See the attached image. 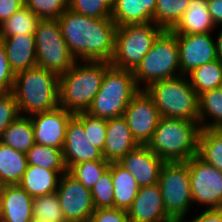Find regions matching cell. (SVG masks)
Here are the masks:
<instances>
[{"mask_svg":"<svg viewBox=\"0 0 222 222\" xmlns=\"http://www.w3.org/2000/svg\"><path fill=\"white\" fill-rule=\"evenodd\" d=\"M76 61L112 60L117 26L111 18H92L67 8L57 19Z\"/></svg>","mask_w":222,"mask_h":222,"instance_id":"6da1fadb","label":"cell"},{"mask_svg":"<svg viewBox=\"0 0 222 222\" xmlns=\"http://www.w3.org/2000/svg\"><path fill=\"white\" fill-rule=\"evenodd\" d=\"M110 66L108 61H76L59 76V106L73 114L87 112Z\"/></svg>","mask_w":222,"mask_h":222,"instance_id":"7a4b0ae2","label":"cell"},{"mask_svg":"<svg viewBox=\"0 0 222 222\" xmlns=\"http://www.w3.org/2000/svg\"><path fill=\"white\" fill-rule=\"evenodd\" d=\"M12 92L20 115L54 110L59 107V75L39 66L20 71Z\"/></svg>","mask_w":222,"mask_h":222,"instance_id":"3957f363","label":"cell"},{"mask_svg":"<svg viewBox=\"0 0 222 222\" xmlns=\"http://www.w3.org/2000/svg\"><path fill=\"white\" fill-rule=\"evenodd\" d=\"M200 132L197 122L161 116L146 146L165 162L188 161L197 155Z\"/></svg>","mask_w":222,"mask_h":222,"instance_id":"277c9868","label":"cell"},{"mask_svg":"<svg viewBox=\"0 0 222 222\" xmlns=\"http://www.w3.org/2000/svg\"><path fill=\"white\" fill-rule=\"evenodd\" d=\"M144 90L152 98L160 116L199 123V95L188 76L158 80Z\"/></svg>","mask_w":222,"mask_h":222,"instance_id":"5b68a950","label":"cell"},{"mask_svg":"<svg viewBox=\"0 0 222 222\" xmlns=\"http://www.w3.org/2000/svg\"><path fill=\"white\" fill-rule=\"evenodd\" d=\"M139 90L133 71L111 65L105 71L101 87L87 113L105 120L121 117Z\"/></svg>","mask_w":222,"mask_h":222,"instance_id":"8992f818","label":"cell"},{"mask_svg":"<svg viewBox=\"0 0 222 222\" xmlns=\"http://www.w3.org/2000/svg\"><path fill=\"white\" fill-rule=\"evenodd\" d=\"M136 86L145 89L149 84L181 75L179 44L172 31L164 30L152 48L133 71Z\"/></svg>","mask_w":222,"mask_h":222,"instance_id":"52a82bcc","label":"cell"},{"mask_svg":"<svg viewBox=\"0 0 222 222\" xmlns=\"http://www.w3.org/2000/svg\"><path fill=\"white\" fill-rule=\"evenodd\" d=\"M163 31L153 22L117 26L110 64L119 69L134 71Z\"/></svg>","mask_w":222,"mask_h":222,"instance_id":"ba28073f","label":"cell"},{"mask_svg":"<svg viewBox=\"0 0 222 222\" xmlns=\"http://www.w3.org/2000/svg\"><path fill=\"white\" fill-rule=\"evenodd\" d=\"M158 185L170 217H186L194 211L187 161L165 162Z\"/></svg>","mask_w":222,"mask_h":222,"instance_id":"9c48e42d","label":"cell"},{"mask_svg":"<svg viewBox=\"0 0 222 222\" xmlns=\"http://www.w3.org/2000/svg\"><path fill=\"white\" fill-rule=\"evenodd\" d=\"M34 37L37 66L60 76L76 62L61 34L57 19H41Z\"/></svg>","mask_w":222,"mask_h":222,"instance_id":"30bf717a","label":"cell"},{"mask_svg":"<svg viewBox=\"0 0 222 222\" xmlns=\"http://www.w3.org/2000/svg\"><path fill=\"white\" fill-rule=\"evenodd\" d=\"M187 164L194 210L222 209V172L197 155Z\"/></svg>","mask_w":222,"mask_h":222,"instance_id":"8fae6325","label":"cell"},{"mask_svg":"<svg viewBox=\"0 0 222 222\" xmlns=\"http://www.w3.org/2000/svg\"><path fill=\"white\" fill-rule=\"evenodd\" d=\"M56 194L66 222H89L95 210L90 189L66 172Z\"/></svg>","mask_w":222,"mask_h":222,"instance_id":"7c38bea8","label":"cell"},{"mask_svg":"<svg viewBox=\"0 0 222 222\" xmlns=\"http://www.w3.org/2000/svg\"><path fill=\"white\" fill-rule=\"evenodd\" d=\"M133 137L140 145H146L151 139L160 119V113L152 98L144 89H140L131 99L124 111Z\"/></svg>","mask_w":222,"mask_h":222,"instance_id":"4fadbf2b","label":"cell"},{"mask_svg":"<svg viewBox=\"0 0 222 222\" xmlns=\"http://www.w3.org/2000/svg\"><path fill=\"white\" fill-rule=\"evenodd\" d=\"M179 44L181 75H188L195 68L217 60L214 33L176 35Z\"/></svg>","mask_w":222,"mask_h":222,"instance_id":"5bb4252c","label":"cell"},{"mask_svg":"<svg viewBox=\"0 0 222 222\" xmlns=\"http://www.w3.org/2000/svg\"><path fill=\"white\" fill-rule=\"evenodd\" d=\"M74 115L60 106L30 115L35 143L63 150L66 128Z\"/></svg>","mask_w":222,"mask_h":222,"instance_id":"9a60e30c","label":"cell"},{"mask_svg":"<svg viewBox=\"0 0 222 222\" xmlns=\"http://www.w3.org/2000/svg\"><path fill=\"white\" fill-rule=\"evenodd\" d=\"M62 152L67 171L84 161L105 160L102 151L91 145L83 124L75 116L67 125Z\"/></svg>","mask_w":222,"mask_h":222,"instance_id":"2e32d148","label":"cell"},{"mask_svg":"<svg viewBox=\"0 0 222 222\" xmlns=\"http://www.w3.org/2000/svg\"><path fill=\"white\" fill-rule=\"evenodd\" d=\"M119 163L135 178L139 187L158 183L165 161L146 145H139L126 154Z\"/></svg>","mask_w":222,"mask_h":222,"instance_id":"e0dca14e","label":"cell"},{"mask_svg":"<svg viewBox=\"0 0 222 222\" xmlns=\"http://www.w3.org/2000/svg\"><path fill=\"white\" fill-rule=\"evenodd\" d=\"M127 214L131 222H163L169 218L158 183L139 187Z\"/></svg>","mask_w":222,"mask_h":222,"instance_id":"ac0fdd59","label":"cell"},{"mask_svg":"<svg viewBox=\"0 0 222 222\" xmlns=\"http://www.w3.org/2000/svg\"><path fill=\"white\" fill-rule=\"evenodd\" d=\"M139 145L123 116L107 120L106 140L102 152L107 162H119Z\"/></svg>","mask_w":222,"mask_h":222,"instance_id":"d6986e66","label":"cell"},{"mask_svg":"<svg viewBox=\"0 0 222 222\" xmlns=\"http://www.w3.org/2000/svg\"><path fill=\"white\" fill-rule=\"evenodd\" d=\"M0 199L3 219L7 222H32L33 198L19 185H4Z\"/></svg>","mask_w":222,"mask_h":222,"instance_id":"ffe728a7","label":"cell"},{"mask_svg":"<svg viewBox=\"0 0 222 222\" xmlns=\"http://www.w3.org/2000/svg\"><path fill=\"white\" fill-rule=\"evenodd\" d=\"M11 70L16 74L37 66L34 34L2 38Z\"/></svg>","mask_w":222,"mask_h":222,"instance_id":"44dd1931","label":"cell"},{"mask_svg":"<svg viewBox=\"0 0 222 222\" xmlns=\"http://www.w3.org/2000/svg\"><path fill=\"white\" fill-rule=\"evenodd\" d=\"M216 26L208 11L207 0H190L179 22L171 30L175 35L214 33Z\"/></svg>","mask_w":222,"mask_h":222,"instance_id":"7402d4cb","label":"cell"},{"mask_svg":"<svg viewBox=\"0 0 222 222\" xmlns=\"http://www.w3.org/2000/svg\"><path fill=\"white\" fill-rule=\"evenodd\" d=\"M157 0H115L111 19L116 26L153 22Z\"/></svg>","mask_w":222,"mask_h":222,"instance_id":"603a6c76","label":"cell"},{"mask_svg":"<svg viewBox=\"0 0 222 222\" xmlns=\"http://www.w3.org/2000/svg\"><path fill=\"white\" fill-rule=\"evenodd\" d=\"M67 170H49L28 165L19 185L32 197L56 192L62 174Z\"/></svg>","mask_w":222,"mask_h":222,"instance_id":"cb8c5ba5","label":"cell"},{"mask_svg":"<svg viewBox=\"0 0 222 222\" xmlns=\"http://www.w3.org/2000/svg\"><path fill=\"white\" fill-rule=\"evenodd\" d=\"M109 169L114 187V208L128 210L138 194L139 186L119 162L110 163Z\"/></svg>","mask_w":222,"mask_h":222,"instance_id":"d4e9b609","label":"cell"},{"mask_svg":"<svg viewBox=\"0 0 222 222\" xmlns=\"http://www.w3.org/2000/svg\"><path fill=\"white\" fill-rule=\"evenodd\" d=\"M28 166L27 155L0 142V183L19 184Z\"/></svg>","mask_w":222,"mask_h":222,"instance_id":"484cf974","label":"cell"},{"mask_svg":"<svg viewBox=\"0 0 222 222\" xmlns=\"http://www.w3.org/2000/svg\"><path fill=\"white\" fill-rule=\"evenodd\" d=\"M0 142L14 150L27 153L35 144L30 116H18L2 133Z\"/></svg>","mask_w":222,"mask_h":222,"instance_id":"4316f807","label":"cell"},{"mask_svg":"<svg viewBox=\"0 0 222 222\" xmlns=\"http://www.w3.org/2000/svg\"><path fill=\"white\" fill-rule=\"evenodd\" d=\"M199 124L201 130L222 128V86L199 95Z\"/></svg>","mask_w":222,"mask_h":222,"instance_id":"83f0119b","label":"cell"},{"mask_svg":"<svg viewBox=\"0 0 222 222\" xmlns=\"http://www.w3.org/2000/svg\"><path fill=\"white\" fill-rule=\"evenodd\" d=\"M197 156L222 172V128L201 130Z\"/></svg>","mask_w":222,"mask_h":222,"instance_id":"f1b7e54d","label":"cell"},{"mask_svg":"<svg viewBox=\"0 0 222 222\" xmlns=\"http://www.w3.org/2000/svg\"><path fill=\"white\" fill-rule=\"evenodd\" d=\"M192 88L198 95L222 86V62L217 59L195 68L188 75Z\"/></svg>","mask_w":222,"mask_h":222,"instance_id":"f546056e","label":"cell"},{"mask_svg":"<svg viewBox=\"0 0 222 222\" xmlns=\"http://www.w3.org/2000/svg\"><path fill=\"white\" fill-rule=\"evenodd\" d=\"M40 20L37 14L24 6L0 24V38L35 34Z\"/></svg>","mask_w":222,"mask_h":222,"instance_id":"4dcf8cb0","label":"cell"},{"mask_svg":"<svg viewBox=\"0 0 222 222\" xmlns=\"http://www.w3.org/2000/svg\"><path fill=\"white\" fill-rule=\"evenodd\" d=\"M190 0H157L153 23L171 31L187 10Z\"/></svg>","mask_w":222,"mask_h":222,"instance_id":"1f68e13d","label":"cell"},{"mask_svg":"<svg viewBox=\"0 0 222 222\" xmlns=\"http://www.w3.org/2000/svg\"><path fill=\"white\" fill-rule=\"evenodd\" d=\"M26 155L28 165L49 170H67L62 149L35 143Z\"/></svg>","mask_w":222,"mask_h":222,"instance_id":"d6a6232c","label":"cell"},{"mask_svg":"<svg viewBox=\"0 0 222 222\" xmlns=\"http://www.w3.org/2000/svg\"><path fill=\"white\" fill-rule=\"evenodd\" d=\"M109 165L110 163L106 160L84 161L72 166L67 172L86 188L92 190Z\"/></svg>","mask_w":222,"mask_h":222,"instance_id":"836d02e7","label":"cell"},{"mask_svg":"<svg viewBox=\"0 0 222 222\" xmlns=\"http://www.w3.org/2000/svg\"><path fill=\"white\" fill-rule=\"evenodd\" d=\"M33 220L66 222L56 192L33 198Z\"/></svg>","mask_w":222,"mask_h":222,"instance_id":"e575fe53","label":"cell"},{"mask_svg":"<svg viewBox=\"0 0 222 222\" xmlns=\"http://www.w3.org/2000/svg\"><path fill=\"white\" fill-rule=\"evenodd\" d=\"M74 116L83 124L84 131L91 145L103 152L107 120L92 116L87 112H79Z\"/></svg>","mask_w":222,"mask_h":222,"instance_id":"d590c367","label":"cell"},{"mask_svg":"<svg viewBox=\"0 0 222 222\" xmlns=\"http://www.w3.org/2000/svg\"><path fill=\"white\" fill-rule=\"evenodd\" d=\"M115 0H70L68 8L92 18H111Z\"/></svg>","mask_w":222,"mask_h":222,"instance_id":"8d00e7d4","label":"cell"},{"mask_svg":"<svg viewBox=\"0 0 222 222\" xmlns=\"http://www.w3.org/2000/svg\"><path fill=\"white\" fill-rule=\"evenodd\" d=\"M111 170L108 168L91 190L95 209L114 208V192Z\"/></svg>","mask_w":222,"mask_h":222,"instance_id":"74e56055","label":"cell"},{"mask_svg":"<svg viewBox=\"0 0 222 222\" xmlns=\"http://www.w3.org/2000/svg\"><path fill=\"white\" fill-rule=\"evenodd\" d=\"M25 6L40 19H58L68 8L67 0H24Z\"/></svg>","mask_w":222,"mask_h":222,"instance_id":"f35d334b","label":"cell"},{"mask_svg":"<svg viewBox=\"0 0 222 222\" xmlns=\"http://www.w3.org/2000/svg\"><path fill=\"white\" fill-rule=\"evenodd\" d=\"M18 116L20 114L14 93L12 91L0 92V137Z\"/></svg>","mask_w":222,"mask_h":222,"instance_id":"ab89813d","label":"cell"},{"mask_svg":"<svg viewBox=\"0 0 222 222\" xmlns=\"http://www.w3.org/2000/svg\"><path fill=\"white\" fill-rule=\"evenodd\" d=\"M15 73L11 70L5 45L0 38V92H9L14 88Z\"/></svg>","mask_w":222,"mask_h":222,"instance_id":"60d3db41","label":"cell"},{"mask_svg":"<svg viewBox=\"0 0 222 222\" xmlns=\"http://www.w3.org/2000/svg\"><path fill=\"white\" fill-rule=\"evenodd\" d=\"M89 222H131L127 210L119 208L95 209Z\"/></svg>","mask_w":222,"mask_h":222,"instance_id":"b9f144b4","label":"cell"},{"mask_svg":"<svg viewBox=\"0 0 222 222\" xmlns=\"http://www.w3.org/2000/svg\"><path fill=\"white\" fill-rule=\"evenodd\" d=\"M188 222H222V209L195 210L188 215Z\"/></svg>","mask_w":222,"mask_h":222,"instance_id":"7bdbcfd3","label":"cell"},{"mask_svg":"<svg viewBox=\"0 0 222 222\" xmlns=\"http://www.w3.org/2000/svg\"><path fill=\"white\" fill-rule=\"evenodd\" d=\"M24 6V0H0V24Z\"/></svg>","mask_w":222,"mask_h":222,"instance_id":"ee69618b","label":"cell"},{"mask_svg":"<svg viewBox=\"0 0 222 222\" xmlns=\"http://www.w3.org/2000/svg\"><path fill=\"white\" fill-rule=\"evenodd\" d=\"M207 7L215 26H222V0H207Z\"/></svg>","mask_w":222,"mask_h":222,"instance_id":"f6af8a7d","label":"cell"},{"mask_svg":"<svg viewBox=\"0 0 222 222\" xmlns=\"http://www.w3.org/2000/svg\"><path fill=\"white\" fill-rule=\"evenodd\" d=\"M214 36L217 58L222 62V26L216 27Z\"/></svg>","mask_w":222,"mask_h":222,"instance_id":"bcb514c9","label":"cell"},{"mask_svg":"<svg viewBox=\"0 0 222 222\" xmlns=\"http://www.w3.org/2000/svg\"><path fill=\"white\" fill-rule=\"evenodd\" d=\"M163 222H188V216L186 217H169Z\"/></svg>","mask_w":222,"mask_h":222,"instance_id":"7dc6e473","label":"cell"},{"mask_svg":"<svg viewBox=\"0 0 222 222\" xmlns=\"http://www.w3.org/2000/svg\"><path fill=\"white\" fill-rule=\"evenodd\" d=\"M3 219V208H2V202H1V199H0V220Z\"/></svg>","mask_w":222,"mask_h":222,"instance_id":"c3c4849f","label":"cell"},{"mask_svg":"<svg viewBox=\"0 0 222 222\" xmlns=\"http://www.w3.org/2000/svg\"><path fill=\"white\" fill-rule=\"evenodd\" d=\"M32 222H51V221H47V220H44V221H42V220H33Z\"/></svg>","mask_w":222,"mask_h":222,"instance_id":"681fc988","label":"cell"},{"mask_svg":"<svg viewBox=\"0 0 222 222\" xmlns=\"http://www.w3.org/2000/svg\"><path fill=\"white\" fill-rule=\"evenodd\" d=\"M2 186H3V185L0 183V194H1V189H2Z\"/></svg>","mask_w":222,"mask_h":222,"instance_id":"f907efd6","label":"cell"}]
</instances>
